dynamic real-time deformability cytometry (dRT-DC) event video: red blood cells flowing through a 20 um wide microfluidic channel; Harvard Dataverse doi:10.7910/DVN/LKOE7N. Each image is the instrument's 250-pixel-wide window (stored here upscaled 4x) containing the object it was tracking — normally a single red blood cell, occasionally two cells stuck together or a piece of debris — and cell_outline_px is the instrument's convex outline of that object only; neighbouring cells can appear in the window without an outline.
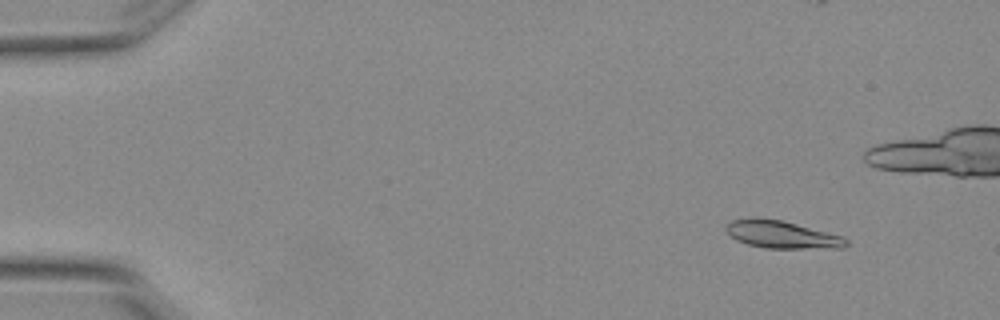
{"species": "Egyptian fruit bat (a non-hibernating species)", "species_latin": "Rousettus aegyptiacus", "temperature_condition": "warm", "stored_images_in_passage": 6, "camera_frame_rate_fps": 3000, "um_per_image_px": 0.085, "animal": {"sex": "female"}, "frame": {"image": 1, "passage_image": 2, "time_ms": 0.333, "image_size_px": [1000, 320], "cell_outline_px": [[848, 244], [844, 248], [764, 248], [748, 244], [736, 240], [724, 228], [724, 224], [732, 220], [780, 220], [796, 224], [840, 236], [848, 240]], "centroid_in_image_um": [66.47, 19.98], "position_along_channel_um": 18.5, "area_um2": 18.5}}